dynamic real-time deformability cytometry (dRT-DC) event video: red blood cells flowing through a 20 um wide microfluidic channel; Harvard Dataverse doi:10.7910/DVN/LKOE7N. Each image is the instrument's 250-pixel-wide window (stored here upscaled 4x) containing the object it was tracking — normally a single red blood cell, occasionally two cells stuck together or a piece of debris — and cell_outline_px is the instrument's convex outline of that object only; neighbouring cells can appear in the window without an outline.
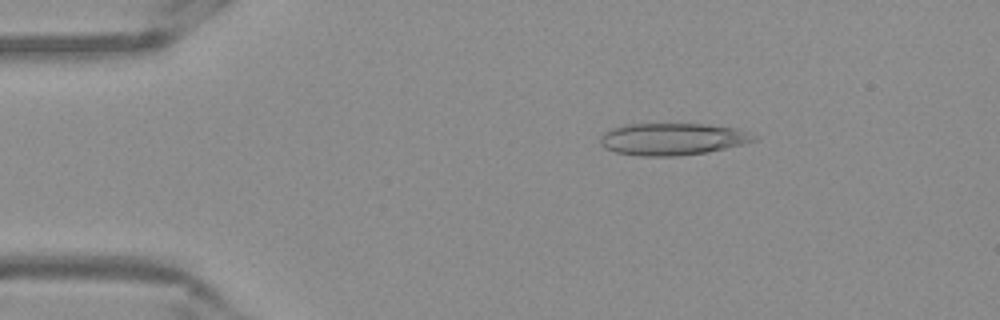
{"species": "Egyptian fruit bat (a non-hibernating species)", "species_latin": "Rousettus aegyptiacus", "temperature_condition": "warm", "stored_images_in_passage": 52, "camera_frame_rate_fps": 3000, "um_per_image_px": 0.085, "frame": {"image": 1, "passage_image": 9, "time_ms": 2.667, "image_size_px": [1000, 320], "cell_outline_px": [[756, 140], [708, 152], [676, 156], [640, 156], [616, 152], [604, 148], [600, 144], [600, 136], [604, 132], [612, 128], [628, 124], [704, 124], [736, 128], [756, 136]], "centroid_in_image_um": [57.1, 11.82], "position_along_channel_um": 27.9, "area_um2": 28.5}}
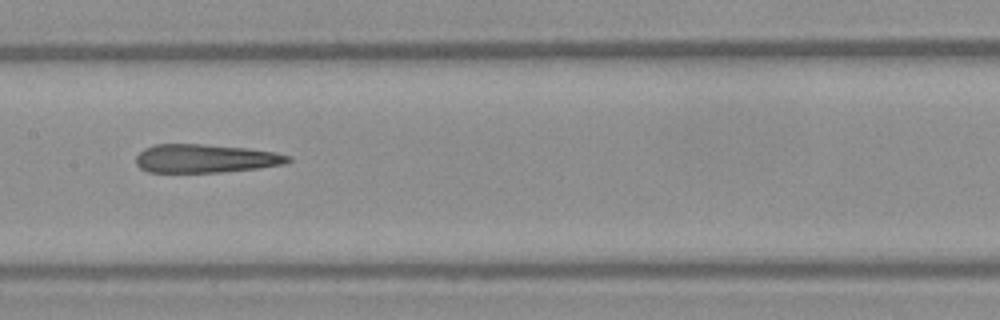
{"frame": {"image": 2, "passage_image": 26, "time_ms": 8.333, "image_size_px": [1000, 320], "cell_outline_px": [[292, 160], [284, 164], [256, 168], [220, 172], [148, 172], [140, 168], [136, 164], [136, 156], [144, 148], [156, 144], [200, 144], [248, 148], [276, 152], [292, 156]], "centroid_in_image_um": [17.47, 13.47], "position_along_channel_um": 189.9, "area_um2": 25.26}}
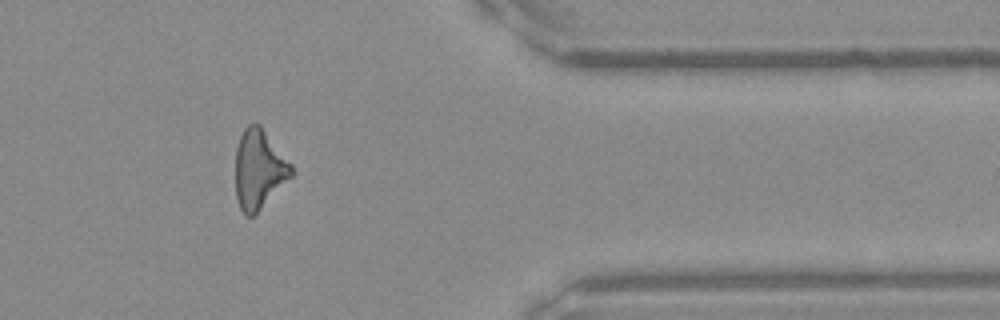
{"frame": {"image": 3, "passage_image": 43, "time_ms": 14.0, "image_size_px": [1000, 320], "cell_outline_px": [[296, 172], [252, 216], [244, 216], [240, 208], [236, 196], [236, 148], [240, 136], [244, 128], [248, 124], [260, 124], [292, 164]], "centroid_in_image_um": [22.02, 14.36], "position_along_channel_um": 389.4, "area_um2": 25.66}, "authors_computed_cell_mechanics": {"area_um2": 26.5591, "velocity_mm_per_s": 3.8942, "shape_relaxation_time_tau1_ms": null, "shape_relaxation_time_tau2_ms": 5.387, "deformation_change_tau1": null, "deformation_change_tau2": 0.2181}}